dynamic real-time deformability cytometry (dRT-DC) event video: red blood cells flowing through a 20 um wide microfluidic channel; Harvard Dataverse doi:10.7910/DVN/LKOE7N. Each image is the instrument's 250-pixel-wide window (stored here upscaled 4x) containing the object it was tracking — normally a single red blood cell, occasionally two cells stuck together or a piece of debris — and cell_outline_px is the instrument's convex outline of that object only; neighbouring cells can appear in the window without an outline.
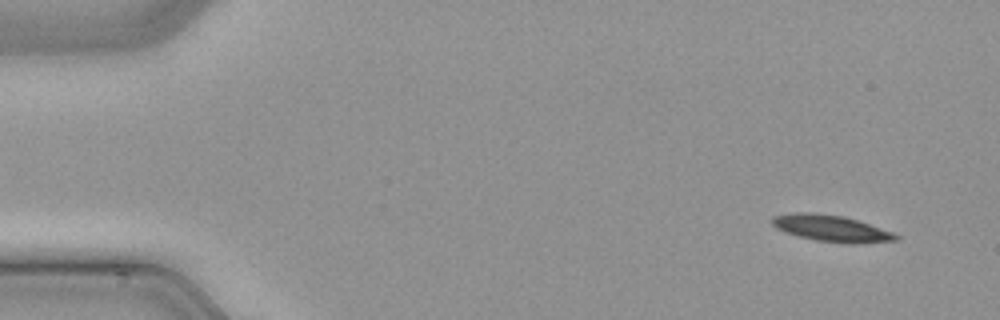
{"species": "common noctule bat (a hibernating species)", "species_latin": "Nyctalus noctula", "temperature_condition": "cold", "stored_images_in_passage": 48, "camera_frame_rate_fps": 3000, "um_per_image_px": 0.085, "animal": {"sex": "male", "body_mass_g": 21.5, "forearm_length_mm": 52.0}, "frame": {"image": 1, "passage_image": 3, "time_ms": 0.667, "image_size_px": [1000, 320], "cell_outline_px": [[900, 236], [896, 240], [816, 240], [800, 236], [776, 228], [772, 224], [772, 216], [796, 212], [812, 212], [844, 216], [892, 232]], "centroid_in_image_um": [70.51, 19.32], "position_along_channel_um": 14.5, "area_um2": 17.57}}
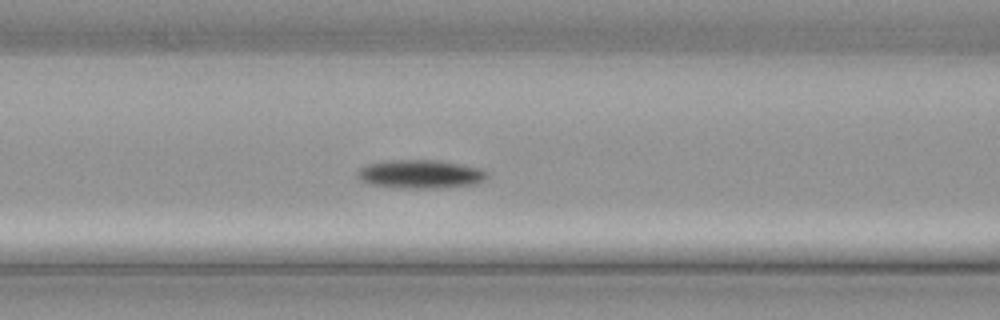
{"frame": {"image": 2, "passage_image": 20, "time_ms": 6.333, "image_size_px": [1000, 320], "cell_outline_px": [[488, 176], [484, 180], [476, 184], [432, 188], [404, 188], [368, 184], [360, 180], [356, 176], [356, 172], [360, 168], [368, 164], [388, 160], [440, 160], [480, 168], [488, 172]], "centroid_in_image_um": [35.72, 14.79], "position_along_channel_um": 130.9, "area_um2": 21.62}}
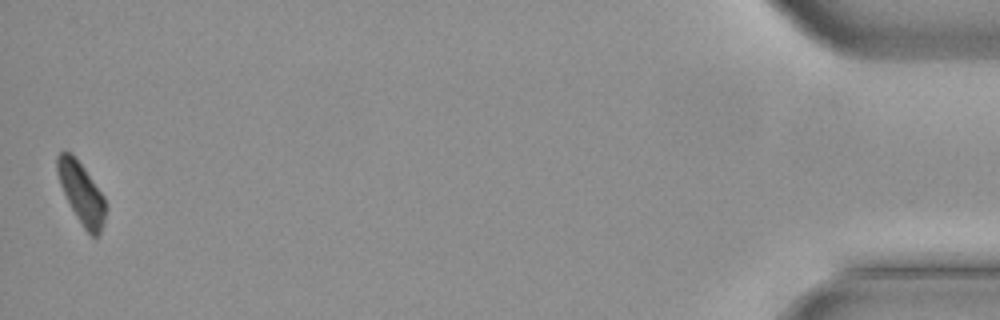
{"frame": {"image": 3, "passage_image": 48, "time_ms": 15.667, "image_size_px": [1000, 320], "cell_outline_px": [[104, 224], [100, 236], [96, 240], [84, 228], [76, 216], [60, 184], [56, 172], [56, 156], [60, 152], [68, 152], [84, 168], [104, 196]], "centroid_in_image_um": [6.92, 16.46], "position_along_channel_um": 428.3, "area_um2": 16.88}}